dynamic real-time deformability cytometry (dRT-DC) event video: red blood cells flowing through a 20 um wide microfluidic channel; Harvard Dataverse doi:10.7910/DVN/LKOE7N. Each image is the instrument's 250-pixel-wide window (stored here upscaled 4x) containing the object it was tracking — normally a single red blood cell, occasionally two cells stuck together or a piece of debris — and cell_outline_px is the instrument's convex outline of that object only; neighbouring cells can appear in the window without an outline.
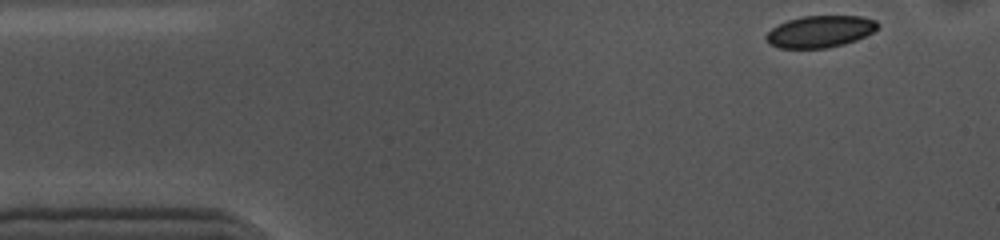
{"species": "common noctule bat (a hibernating species)", "species_latin": "Nyctalus noctula", "temperature_condition": "cold", "stored_images_in_passage": 51, "camera_frame_rate_fps": 3000, "um_per_image_px": 0.085, "animal": {"sex": "female", "body_mass_g": 10.0, "forearm_length_mm": 53.1}, "frame": {"image": 1, "passage_image": 1, "time_ms": 0.0, "image_size_px": [1000, 240], "cell_outline_px": [[880, 24], [872, 32], [856, 40], [844, 44], [828, 48], [780, 48], [768, 44], [764, 36], [772, 28], [788, 20], [804, 16], [860, 16], [876, 20]], "centroid_in_image_um": [69.69, 2.68], "position_along_channel_um": 15.3, "area_um2": 20.63}}
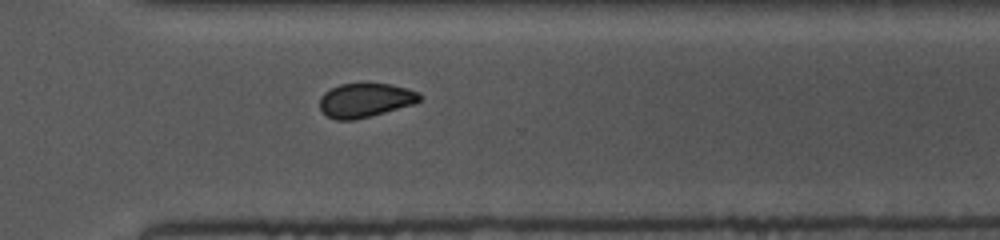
{"frame": {"image": 2, "passage_image": 35, "time_ms": 11.333, "image_size_px": [1000, 240], "cell_outline_px": [[420, 100], [416, 104], [352, 120], [336, 120], [328, 116], [320, 108], [320, 96], [324, 92], [340, 84], [392, 84], [408, 88], [420, 92]], "centroid_in_image_um": [31.07, 8.51], "position_along_channel_um": 339.5, "area_um2": 19.71}}
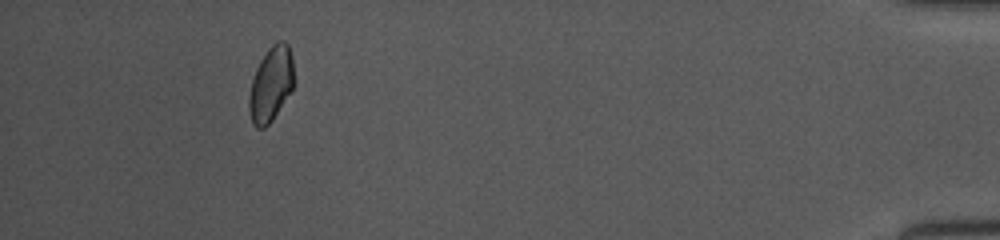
{"frame": {"image": 3, "passage_image": 47, "time_ms": 15.333, "image_size_px": [1000, 240], "cell_outline_px": [[292, 88], [272, 120], [264, 128], [256, 128], [252, 124], [248, 108], [248, 100], [252, 80], [256, 68], [260, 60], [268, 48], [276, 40], [284, 40], [288, 44], [292, 56]], "centroid_in_image_um": [23.0, 7.13], "position_along_channel_um": 412.2, "area_um2": 19.36}, "authors_computed_cell_mechanics": {"area_um2": 20.7502, "velocity_mm_per_s": 3.5579, "shape_relaxation_time_tau1_ms": 3.4873, "shape_relaxation_time_tau2_ms": 4.3266, "deformation_change_tau1": 0.0605, "deformation_change_tau2": 0.0522}}